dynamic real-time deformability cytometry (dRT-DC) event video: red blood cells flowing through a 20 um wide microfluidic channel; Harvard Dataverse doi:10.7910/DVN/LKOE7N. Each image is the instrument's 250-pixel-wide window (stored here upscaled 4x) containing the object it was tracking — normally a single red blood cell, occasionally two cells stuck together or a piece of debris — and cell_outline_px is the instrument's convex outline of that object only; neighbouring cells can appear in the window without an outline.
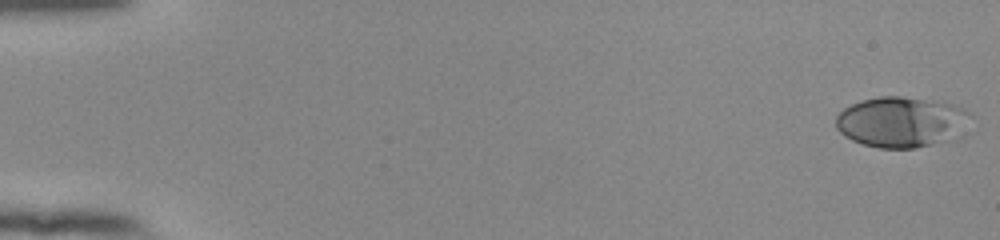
{"species": "human", "species_latin": "Homo sapiens", "temperature_condition": "room temperature", "stored_images_in_passage": 54, "camera_frame_rate_fps": 3000, "um_per_image_px": 0.085, "donor": {"sex": "female"}, "frame": {"image": 1, "passage_image": 1, "time_ms": 0.0, "image_size_px": [1000, 240], "cell_outline_px": [[972, 116], [964, 140], [916, 148], [880, 148], [864, 144], [852, 140], [844, 136], [836, 128], [836, 116], [844, 108], [860, 100], [880, 96], [900, 96], [952, 104], [964, 108], [972, 112]], "centroid_in_image_um": [76.76, 10.4], "position_along_channel_um": 8.2, "area_um2": 40.98}}
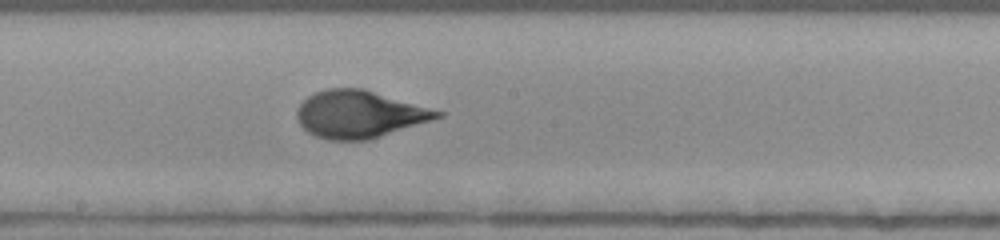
{"frame": {"image": 2, "passage_image": 31, "time_ms": 10.0, "image_size_px": [1000, 240], "cell_outline_px": [[444, 116], [432, 120], [368, 140], [328, 140], [316, 136], [308, 132], [300, 124], [296, 116], [296, 108], [308, 96], [316, 92], [328, 88], [364, 88], [444, 112]], "centroid_in_image_um": [30.53, 9.7], "position_along_channel_um": 217.7, "area_um2": 38.61}}
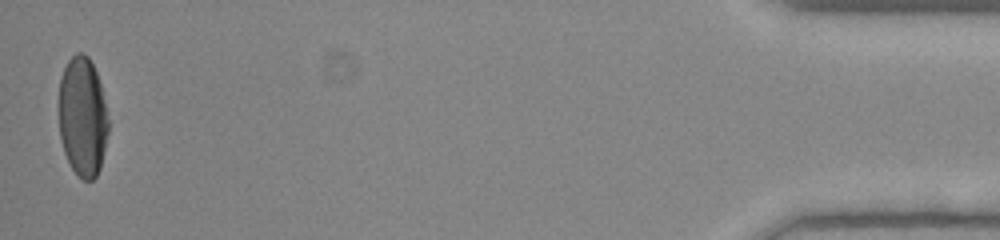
{"frame": {"image": 3, "passage_image": 54, "time_ms": 17.667, "image_size_px": [1000, 240], "cell_outline_px": [[108, 132], [100, 168], [96, 176], [92, 180], [84, 180], [72, 168], [64, 152], [60, 140], [60, 80], [64, 68], [68, 60], [76, 52], [84, 52], [88, 56], [96, 72], [100, 84], [104, 100], [108, 120]], "centroid_in_image_um": [7.02, 9.91], "position_along_channel_um": 428.2, "area_um2": 34.16}, "authors_computed_cell_mechanics": {"area_um2": 38.0613, "velocity_mm_per_s": 3.8417, "shape_relaxation_time_tau1_ms": 4.2501, "shape_relaxation_time_tau2_ms": null, "deformation_change_tau1": 0.2111, "deformation_change_tau2": null}}